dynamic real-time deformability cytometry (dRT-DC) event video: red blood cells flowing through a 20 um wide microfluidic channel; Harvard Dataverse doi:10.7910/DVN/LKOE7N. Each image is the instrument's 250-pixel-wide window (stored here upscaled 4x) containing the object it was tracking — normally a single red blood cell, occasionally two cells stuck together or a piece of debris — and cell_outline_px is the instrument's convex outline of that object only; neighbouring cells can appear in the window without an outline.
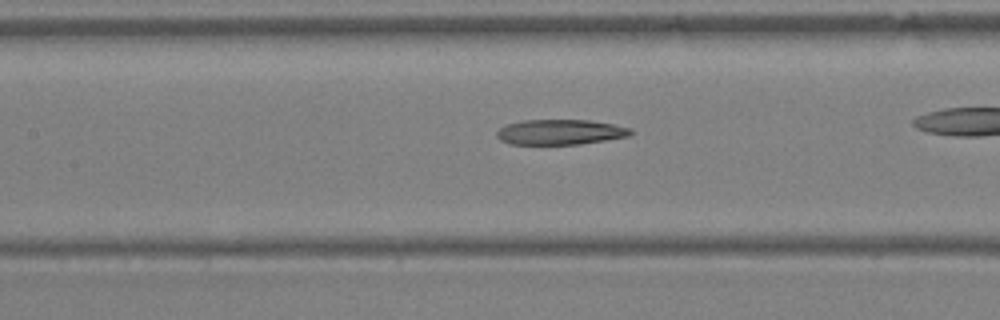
{"species": "Egyptian fruit bat (a non-hibernating species)", "species_latin": "Rousettus aegyptiacus", "temperature_condition": "warm", "stored_images_in_passage": 32, "camera_frame_rate_fps": 3000, "um_per_image_px": 0.085, "animal": {"sex": "female"}, "frame": {"image": 1, "passage_image": 19, "time_ms": 6.0, "image_size_px": [1000, 320], "cell_outline_px": [[636, 132], [632, 136], [580, 144], [512, 144], [500, 140], [496, 136], [496, 132], [500, 128], [508, 124], [520, 120], [592, 120], [632, 128]], "centroid_in_image_um": [47.68, 11.22], "position_along_channel_um": 159.7, "area_um2": 19.88}}